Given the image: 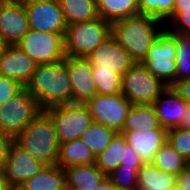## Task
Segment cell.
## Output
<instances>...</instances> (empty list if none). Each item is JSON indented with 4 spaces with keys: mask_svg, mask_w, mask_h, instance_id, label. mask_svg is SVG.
<instances>
[{
    "mask_svg": "<svg viewBox=\"0 0 190 190\" xmlns=\"http://www.w3.org/2000/svg\"><path fill=\"white\" fill-rule=\"evenodd\" d=\"M37 100L40 108L73 103L72 88L65 60L37 65L32 79L25 87Z\"/></svg>",
    "mask_w": 190,
    "mask_h": 190,
    "instance_id": "cell-1",
    "label": "cell"
},
{
    "mask_svg": "<svg viewBox=\"0 0 190 190\" xmlns=\"http://www.w3.org/2000/svg\"><path fill=\"white\" fill-rule=\"evenodd\" d=\"M161 22L157 18L143 14L130 16L111 23V35L135 62H143L151 45L163 30L159 26Z\"/></svg>",
    "mask_w": 190,
    "mask_h": 190,
    "instance_id": "cell-2",
    "label": "cell"
},
{
    "mask_svg": "<svg viewBox=\"0 0 190 190\" xmlns=\"http://www.w3.org/2000/svg\"><path fill=\"white\" fill-rule=\"evenodd\" d=\"M14 141L46 166L57 164L60 144L55 125L44 110L28 124Z\"/></svg>",
    "mask_w": 190,
    "mask_h": 190,
    "instance_id": "cell-3",
    "label": "cell"
},
{
    "mask_svg": "<svg viewBox=\"0 0 190 190\" xmlns=\"http://www.w3.org/2000/svg\"><path fill=\"white\" fill-rule=\"evenodd\" d=\"M110 35L111 23L102 18L70 24L64 37L66 56L86 58Z\"/></svg>",
    "mask_w": 190,
    "mask_h": 190,
    "instance_id": "cell-4",
    "label": "cell"
},
{
    "mask_svg": "<svg viewBox=\"0 0 190 190\" xmlns=\"http://www.w3.org/2000/svg\"><path fill=\"white\" fill-rule=\"evenodd\" d=\"M166 87L143 62H135L122 75L121 93L132 105H153Z\"/></svg>",
    "mask_w": 190,
    "mask_h": 190,
    "instance_id": "cell-5",
    "label": "cell"
},
{
    "mask_svg": "<svg viewBox=\"0 0 190 190\" xmlns=\"http://www.w3.org/2000/svg\"><path fill=\"white\" fill-rule=\"evenodd\" d=\"M52 119L59 144L80 139L84 131L93 123L85 104L68 103L44 110Z\"/></svg>",
    "mask_w": 190,
    "mask_h": 190,
    "instance_id": "cell-6",
    "label": "cell"
},
{
    "mask_svg": "<svg viewBox=\"0 0 190 190\" xmlns=\"http://www.w3.org/2000/svg\"><path fill=\"white\" fill-rule=\"evenodd\" d=\"M41 111L35 97L24 88L0 106V130L15 139Z\"/></svg>",
    "mask_w": 190,
    "mask_h": 190,
    "instance_id": "cell-7",
    "label": "cell"
},
{
    "mask_svg": "<svg viewBox=\"0 0 190 190\" xmlns=\"http://www.w3.org/2000/svg\"><path fill=\"white\" fill-rule=\"evenodd\" d=\"M65 34L30 29L17 46L37 65L53 64L65 60Z\"/></svg>",
    "mask_w": 190,
    "mask_h": 190,
    "instance_id": "cell-8",
    "label": "cell"
},
{
    "mask_svg": "<svg viewBox=\"0 0 190 190\" xmlns=\"http://www.w3.org/2000/svg\"><path fill=\"white\" fill-rule=\"evenodd\" d=\"M175 57V32H170L165 28L151 45L143 63L154 76L168 87L175 83Z\"/></svg>",
    "mask_w": 190,
    "mask_h": 190,
    "instance_id": "cell-9",
    "label": "cell"
},
{
    "mask_svg": "<svg viewBox=\"0 0 190 190\" xmlns=\"http://www.w3.org/2000/svg\"><path fill=\"white\" fill-rule=\"evenodd\" d=\"M93 122L121 132L132 103L122 94L101 95L85 103Z\"/></svg>",
    "mask_w": 190,
    "mask_h": 190,
    "instance_id": "cell-10",
    "label": "cell"
},
{
    "mask_svg": "<svg viewBox=\"0 0 190 190\" xmlns=\"http://www.w3.org/2000/svg\"><path fill=\"white\" fill-rule=\"evenodd\" d=\"M24 5L30 29L66 34L68 25L58 0H26Z\"/></svg>",
    "mask_w": 190,
    "mask_h": 190,
    "instance_id": "cell-11",
    "label": "cell"
},
{
    "mask_svg": "<svg viewBox=\"0 0 190 190\" xmlns=\"http://www.w3.org/2000/svg\"><path fill=\"white\" fill-rule=\"evenodd\" d=\"M86 59L92 68L112 69L121 76L135 63L130 54L110 35Z\"/></svg>",
    "mask_w": 190,
    "mask_h": 190,
    "instance_id": "cell-12",
    "label": "cell"
},
{
    "mask_svg": "<svg viewBox=\"0 0 190 190\" xmlns=\"http://www.w3.org/2000/svg\"><path fill=\"white\" fill-rule=\"evenodd\" d=\"M44 167L45 164L37 161L14 141L9 147L4 174L11 187H19Z\"/></svg>",
    "mask_w": 190,
    "mask_h": 190,
    "instance_id": "cell-13",
    "label": "cell"
},
{
    "mask_svg": "<svg viewBox=\"0 0 190 190\" xmlns=\"http://www.w3.org/2000/svg\"><path fill=\"white\" fill-rule=\"evenodd\" d=\"M67 72L72 88L73 103L85 104L98 94L92 67L86 58L67 56Z\"/></svg>",
    "mask_w": 190,
    "mask_h": 190,
    "instance_id": "cell-14",
    "label": "cell"
},
{
    "mask_svg": "<svg viewBox=\"0 0 190 190\" xmlns=\"http://www.w3.org/2000/svg\"><path fill=\"white\" fill-rule=\"evenodd\" d=\"M30 30L25 5L2 3L0 7V36L8 46L17 45Z\"/></svg>",
    "mask_w": 190,
    "mask_h": 190,
    "instance_id": "cell-15",
    "label": "cell"
},
{
    "mask_svg": "<svg viewBox=\"0 0 190 190\" xmlns=\"http://www.w3.org/2000/svg\"><path fill=\"white\" fill-rule=\"evenodd\" d=\"M36 66L37 64L17 45L7 46L0 57V76L17 80L26 87Z\"/></svg>",
    "mask_w": 190,
    "mask_h": 190,
    "instance_id": "cell-16",
    "label": "cell"
},
{
    "mask_svg": "<svg viewBox=\"0 0 190 190\" xmlns=\"http://www.w3.org/2000/svg\"><path fill=\"white\" fill-rule=\"evenodd\" d=\"M186 104L172 86L166 87L153 103L160 125L166 130L178 127Z\"/></svg>",
    "mask_w": 190,
    "mask_h": 190,
    "instance_id": "cell-17",
    "label": "cell"
},
{
    "mask_svg": "<svg viewBox=\"0 0 190 190\" xmlns=\"http://www.w3.org/2000/svg\"><path fill=\"white\" fill-rule=\"evenodd\" d=\"M128 144L146 163L151 162L154 154L167 142V130L156 128L140 131H121Z\"/></svg>",
    "mask_w": 190,
    "mask_h": 190,
    "instance_id": "cell-18",
    "label": "cell"
},
{
    "mask_svg": "<svg viewBox=\"0 0 190 190\" xmlns=\"http://www.w3.org/2000/svg\"><path fill=\"white\" fill-rule=\"evenodd\" d=\"M67 190H89L99 185L106 175L94 164L64 169Z\"/></svg>",
    "mask_w": 190,
    "mask_h": 190,
    "instance_id": "cell-19",
    "label": "cell"
},
{
    "mask_svg": "<svg viewBox=\"0 0 190 190\" xmlns=\"http://www.w3.org/2000/svg\"><path fill=\"white\" fill-rule=\"evenodd\" d=\"M176 176L162 171L151 162L144 163L138 170L137 190H175Z\"/></svg>",
    "mask_w": 190,
    "mask_h": 190,
    "instance_id": "cell-20",
    "label": "cell"
},
{
    "mask_svg": "<svg viewBox=\"0 0 190 190\" xmlns=\"http://www.w3.org/2000/svg\"><path fill=\"white\" fill-rule=\"evenodd\" d=\"M95 161L96 157L84 142L81 139H75L60 144L56 165L65 169L72 166L91 165Z\"/></svg>",
    "mask_w": 190,
    "mask_h": 190,
    "instance_id": "cell-21",
    "label": "cell"
},
{
    "mask_svg": "<svg viewBox=\"0 0 190 190\" xmlns=\"http://www.w3.org/2000/svg\"><path fill=\"white\" fill-rule=\"evenodd\" d=\"M20 187L24 190H67L64 169L57 165L46 166Z\"/></svg>",
    "mask_w": 190,
    "mask_h": 190,
    "instance_id": "cell-22",
    "label": "cell"
},
{
    "mask_svg": "<svg viewBox=\"0 0 190 190\" xmlns=\"http://www.w3.org/2000/svg\"><path fill=\"white\" fill-rule=\"evenodd\" d=\"M67 25L100 18L97 0H58Z\"/></svg>",
    "mask_w": 190,
    "mask_h": 190,
    "instance_id": "cell-23",
    "label": "cell"
},
{
    "mask_svg": "<svg viewBox=\"0 0 190 190\" xmlns=\"http://www.w3.org/2000/svg\"><path fill=\"white\" fill-rule=\"evenodd\" d=\"M99 17L113 23L118 20L138 15V0H97Z\"/></svg>",
    "mask_w": 190,
    "mask_h": 190,
    "instance_id": "cell-24",
    "label": "cell"
},
{
    "mask_svg": "<svg viewBox=\"0 0 190 190\" xmlns=\"http://www.w3.org/2000/svg\"><path fill=\"white\" fill-rule=\"evenodd\" d=\"M163 128L153 105H133L128 112L122 131H140Z\"/></svg>",
    "mask_w": 190,
    "mask_h": 190,
    "instance_id": "cell-25",
    "label": "cell"
},
{
    "mask_svg": "<svg viewBox=\"0 0 190 190\" xmlns=\"http://www.w3.org/2000/svg\"><path fill=\"white\" fill-rule=\"evenodd\" d=\"M126 143L125 136L117 132L108 147L96 156L95 165L105 175H108L120 165L121 160H123Z\"/></svg>",
    "mask_w": 190,
    "mask_h": 190,
    "instance_id": "cell-26",
    "label": "cell"
},
{
    "mask_svg": "<svg viewBox=\"0 0 190 190\" xmlns=\"http://www.w3.org/2000/svg\"><path fill=\"white\" fill-rule=\"evenodd\" d=\"M116 133L114 129L93 122L90 127L84 131L80 139L96 157L108 147Z\"/></svg>",
    "mask_w": 190,
    "mask_h": 190,
    "instance_id": "cell-27",
    "label": "cell"
},
{
    "mask_svg": "<svg viewBox=\"0 0 190 190\" xmlns=\"http://www.w3.org/2000/svg\"><path fill=\"white\" fill-rule=\"evenodd\" d=\"M151 163L162 171L175 176L189 164L168 142L162 145L154 154Z\"/></svg>",
    "mask_w": 190,
    "mask_h": 190,
    "instance_id": "cell-28",
    "label": "cell"
},
{
    "mask_svg": "<svg viewBox=\"0 0 190 190\" xmlns=\"http://www.w3.org/2000/svg\"><path fill=\"white\" fill-rule=\"evenodd\" d=\"M175 82L190 78V37L175 33Z\"/></svg>",
    "mask_w": 190,
    "mask_h": 190,
    "instance_id": "cell-29",
    "label": "cell"
},
{
    "mask_svg": "<svg viewBox=\"0 0 190 190\" xmlns=\"http://www.w3.org/2000/svg\"><path fill=\"white\" fill-rule=\"evenodd\" d=\"M98 94L114 95L121 93L122 76L110 69L92 68Z\"/></svg>",
    "mask_w": 190,
    "mask_h": 190,
    "instance_id": "cell-30",
    "label": "cell"
},
{
    "mask_svg": "<svg viewBox=\"0 0 190 190\" xmlns=\"http://www.w3.org/2000/svg\"><path fill=\"white\" fill-rule=\"evenodd\" d=\"M139 13L161 20L169 19L173 14L175 0H138Z\"/></svg>",
    "mask_w": 190,
    "mask_h": 190,
    "instance_id": "cell-31",
    "label": "cell"
},
{
    "mask_svg": "<svg viewBox=\"0 0 190 190\" xmlns=\"http://www.w3.org/2000/svg\"><path fill=\"white\" fill-rule=\"evenodd\" d=\"M137 174L135 167H124L119 165L106 177L118 190H137Z\"/></svg>",
    "mask_w": 190,
    "mask_h": 190,
    "instance_id": "cell-32",
    "label": "cell"
},
{
    "mask_svg": "<svg viewBox=\"0 0 190 190\" xmlns=\"http://www.w3.org/2000/svg\"><path fill=\"white\" fill-rule=\"evenodd\" d=\"M167 142L190 163V129L180 127L168 129Z\"/></svg>",
    "mask_w": 190,
    "mask_h": 190,
    "instance_id": "cell-33",
    "label": "cell"
},
{
    "mask_svg": "<svg viewBox=\"0 0 190 190\" xmlns=\"http://www.w3.org/2000/svg\"><path fill=\"white\" fill-rule=\"evenodd\" d=\"M167 19L171 21L174 29L170 32H175L184 36L190 37V6L189 7H174L173 14Z\"/></svg>",
    "mask_w": 190,
    "mask_h": 190,
    "instance_id": "cell-34",
    "label": "cell"
},
{
    "mask_svg": "<svg viewBox=\"0 0 190 190\" xmlns=\"http://www.w3.org/2000/svg\"><path fill=\"white\" fill-rule=\"evenodd\" d=\"M24 88L25 86H23L19 81L0 76V106L10 98L20 93Z\"/></svg>",
    "mask_w": 190,
    "mask_h": 190,
    "instance_id": "cell-35",
    "label": "cell"
},
{
    "mask_svg": "<svg viewBox=\"0 0 190 190\" xmlns=\"http://www.w3.org/2000/svg\"><path fill=\"white\" fill-rule=\"evenodd\" d=\"M13 142L12 136L0 130V173L5 172L9 147Z\"/></svg>",
    "mask_w": 190,
    "mask_h": 190,
    "instance_id": "cell-36",
    "label": "cell"
},
{
    "mask_svg": "<svg viewBox=\"0 0 190 190\" xmlns=\"http://www.w3.org/2000/svg\"><path fill=\"white\" fill-rule=\"evenodd\" d=\"M144 163L145 162L140 158L132 146L126 143L123 160H121L120 165H124V167H135L139 170Z\"/></svg>",
    "mask_w": 190,
    "mask_h": 190,
    "instance_id": "cell-37",
    "label": "cell"
},
{
    "mask_svg": "<svg viewBox=\"0 0 190 190\" xmlns=\"http://www.w3.org/2000/svg\"><path fill=\"white\" fill-rule=\"evenodd\" d=\"M172 87L186 103H190V78L177 81Z\"/></svg>",
    "mask_w": 190,
    "mask_h": 190,
    "instance_id": "cell-38",
    "label": "cell"
},
{
    "mask_svg": "<svg viewBox=\"0 0 190 190\" xmlns=\"http://www.w3.org/2000/svg\"><path fill=\"white\" fill-rule=\"evenodd\" d=\"M175 190H190V164L176 176Z\"/></svg>",
    "mask_w": 190,
    "mask_h": 190,
    "instance_id": "cell-39",
    "label": "cell"
},
{
    "mask_svg": "<svg viewBox=\"0 0 190 190\" xmlns=\"http://www.w3.org/2000/svg\"><path fill=\"white\" fill-rule=\"evenodd\" d=\"M185 114L183 115L182 121L178 127L184 129H190V103L185 105Z\"/></svg>",
    "mask_w": 190,
    "mask_h": 190,
    "instance_id": "cell-40",
    "label": "cell"
},
{
    "mask_svg": "<svg viewBox=\"0 0 190 190\" xmlns=\"http://www.w3.org/2000/svg\"><path fill=\"white\" fill-rule=\"evenodd\" d=\"M89 190H118L116 186L111 183L108 178L106 177L98 186L89 189Z\"/></svg>",
    "mask_w": 190,
    "mask_h": 190,
    "instance_id": "cell-41",
    "label": "cell"
},
{
    "mask_svg": "<svg viewBox=\"0 0 190 190\" xmlns=\"http://www.w3.org/2000/svg\"><path fill=\"white\" fill-rule=\"evenodd\" d=\"M10 184L4 173H0V190H9Z\"/></svg>",
    "mask_w": 190,
    "mask_h": 190,
    "instance_id": "cell-42",
    "label": "cell"
},
{
    "mask_svg": "<svg viewBox=\"0 0 190 190\" xmlns=\"http://www.w3.org/2000/svg\"><path fill=\"white\" fill-rule=\"evenodd\" d=\"M190 0H175V7H189Z\"/></svg>",
    "mask_w": 190,
    "mask_h": 190,
    "instance_id": "cell-43",
    "label": "cell"
},
{
    "mask_svg": "<svg viewBox=\"0 0 190 190\" xmlns=\"http://www.w3.org/2000/svg\"><path fill=\"white\" fill-rule=\"evenodd\" d=\"M7 43L3 40V38L0 36V57L3 55L5 49L7 48Z\"/></svg>",
    "mask_w": 190,
    "mask_h": 190,
    "instance_id": "cell-44",
    "label": "cell"
},
{
    "mask_svg": "<svg viewBox=\"0 0 190 190\" xmlns=\"http://www.w3.org/2000/svg\"><path fill=\"white\" fill-rule=\"evenodd\" d=\"M2 3H22L24 4L26 2V0H0Z\"/></svg>",
    "mask_w": 190,
    "mask_h": 190,
    "instance_id": "cell-45",
    "label": "cell"
},
{
    "mask_svg": "<svg viewBox=\"0 0 190 190\" xmlns=\"http://www.w3.org/2000/svg\"><path fill=\"white\" fill-rule=\"evenodd\" d=\"M9 190H24L22 187H10Z\"/></svg>",
    "mask_w": 190,
    "mask_h": 190,
    "instance_id": "cell-46",
    "label": "cell"
}]
</instances>
